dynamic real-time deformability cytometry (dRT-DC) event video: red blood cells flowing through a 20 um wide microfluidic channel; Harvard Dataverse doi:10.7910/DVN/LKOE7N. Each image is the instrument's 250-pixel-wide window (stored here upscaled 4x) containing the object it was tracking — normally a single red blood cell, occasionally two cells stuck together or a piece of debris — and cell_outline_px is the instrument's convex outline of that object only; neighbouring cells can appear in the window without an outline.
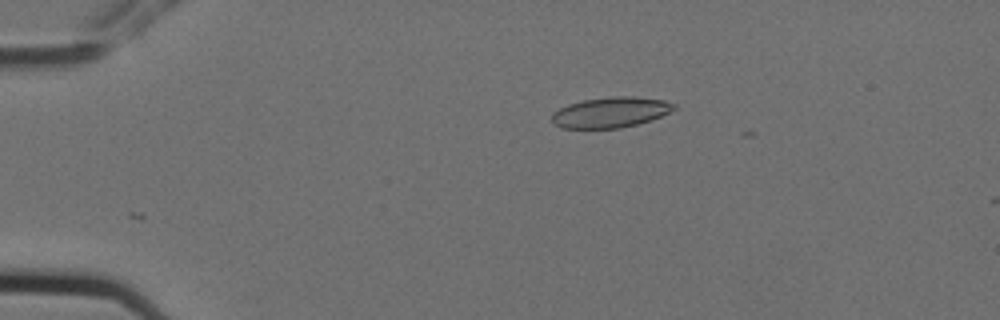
{"species": "Egyptian fruit bat (a non-hibernating species)", "species_latin": "Rousettus aegyptiacus", "temperature_condition": "cold", "stored_images_in_passage": 4, "camera_frame_rate_fps": 3000, "um_per_image_px": 0.085, "animal": {"sex": "female"}, "frame": {"image": 1, "passage_image": 3, "time_ms": 0.667, "image_size_px": [1000, 320], "cell_outline_px": [[676, 108], [652, 120], [620, 128], [560, 128], [552, 120], [552, 112], [568, 104], [584, 100], [612, 96], [632, 96], [664, 100], [676, 104]], "centroid_in_image_um": [51.9, 9.54], "position_along_channel_um": 33.1, "area_um2": 21.62}}